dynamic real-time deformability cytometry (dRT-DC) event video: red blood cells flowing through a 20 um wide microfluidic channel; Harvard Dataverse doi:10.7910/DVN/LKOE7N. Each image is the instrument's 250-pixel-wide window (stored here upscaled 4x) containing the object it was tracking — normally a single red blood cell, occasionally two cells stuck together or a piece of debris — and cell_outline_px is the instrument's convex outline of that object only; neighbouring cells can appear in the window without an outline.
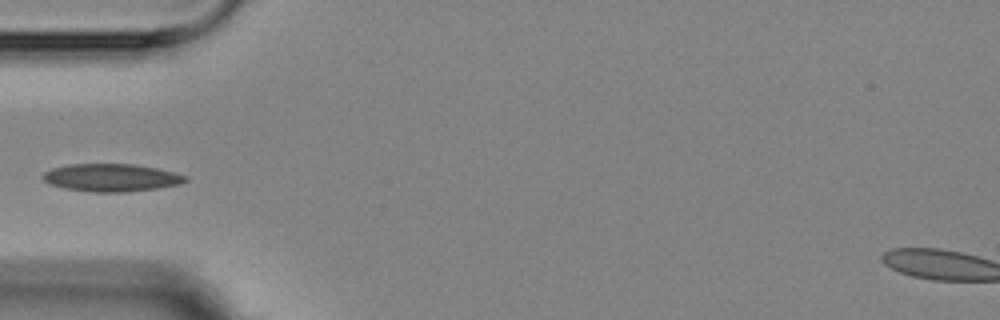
{"species": "Egyptian fruit bat (a non-hibernating species)", "species_latin": "Rousettus aegyptiacus", "temperature_condition": "room temperature", "stored_images_in_passage": 4, "camera_frame_rate_fps": 3000, "um_per_image_px": 0.085, "animal": {"sex": "female"}, "frame": {"image": 1, "passage_image": 4, "time_ms": 3.667, "image_size_px": [1000, 320], "cell_outline_px": [[188, 180], [180, 184], [156, 188], [128, 192], [92, 192], [64, 188], [48, 184], [40, 176], [44, 172], [52, 168], [68, 164], [132, 164], [156, 168], [188, 176]], "centroid_in_image_um": [9.42, 15.1], "position_along_channel_um": 75.6, "area_um2": 23.06}}